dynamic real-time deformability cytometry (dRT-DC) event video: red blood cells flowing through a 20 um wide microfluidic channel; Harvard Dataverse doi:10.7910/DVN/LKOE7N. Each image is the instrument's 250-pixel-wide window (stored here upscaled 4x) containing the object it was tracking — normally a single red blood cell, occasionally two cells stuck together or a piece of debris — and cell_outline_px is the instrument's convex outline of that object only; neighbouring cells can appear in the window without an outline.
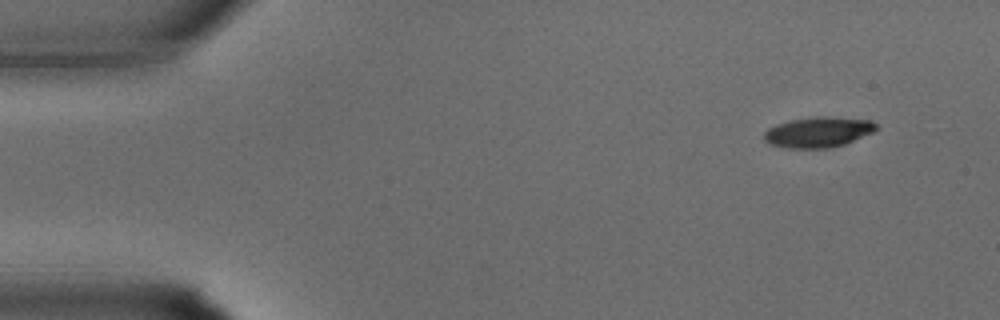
{"species": "common noctule bat (a hibernating species)", "species_latin": "Nyctalus noctula", "temperature_condition": "warm", "stored_images_in_passage": 32, "camera_frame_rate_fps": 3000, "um_per_image_px": 0.085, "animal": {"sex": "male", "body_mass_g": 15.6}, "frame": {"image": 1, "passage_image": 1, "time_ms": 0.0, "image_size_px": [1000, 320], "cell_outline_px": [[880, 128], [872, 132], [844, 144], [832, 148], [784, 148], [768, 144], [764, 140], [764, 132], [768, 128], [776, 124], [792, 120], [816, 116], [824, 116], [872, 120]], "centroid_in_image_um": [69.53, 11.23], "position_along_channel_um": 15.5, "area_um2": 20.0}}
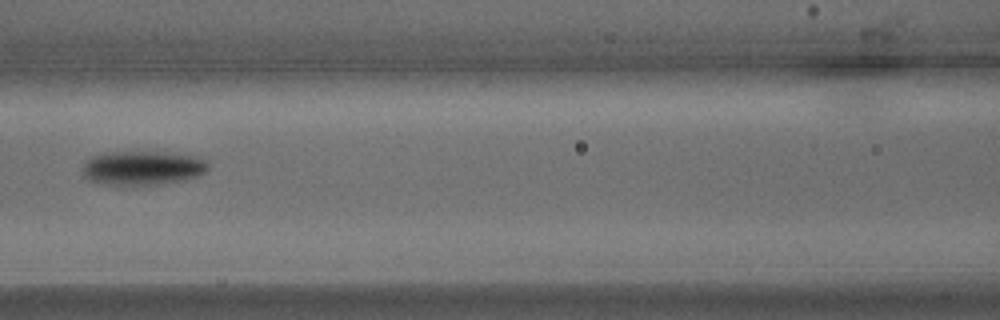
{"frame": {"image": 2, "passage_image": 13, "time_ms": 4.0, "image_size_px": [1000, 320], "cell_outline_px": [[208, 168], [200, 176], [184, 180], [164, 184], [104, 184], [88, 180], [84, 176], [84, 160], [92, 156], [104, 152], [156, 152], [196, 156], [208, 160]], "centroid_in_image_um": [12.13, 14.27], "position_along_channel_um": 154.5, "area_um2": 24.97}}
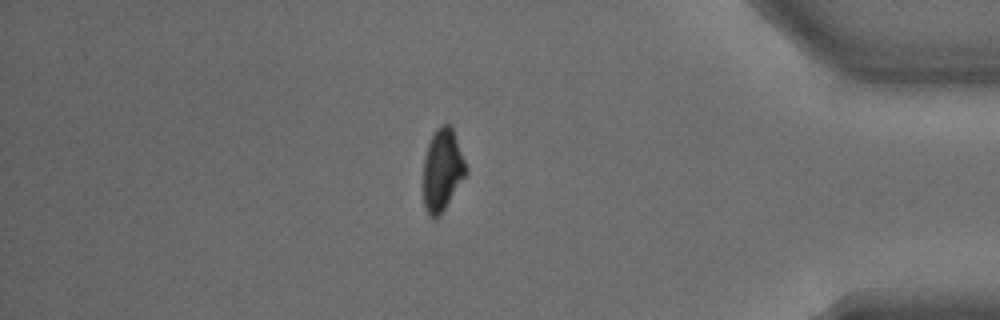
{"frame": {"image": 3, "passage_image": 27, "time_ms": 8.667, "image_size_px": [1000, 320], "cell_outline_px": [[468, 172], [440, 216], [436, 220], [432, 220], [428, 216], [424, 208], [424, 156], [428, 144], [436, 128], [440, 124], [452, 124], [468, 168]], "centroid_in_image_um": [37.61, 14.45], "position_along_channel_um": 397.6, "area_um2": 20.87}}